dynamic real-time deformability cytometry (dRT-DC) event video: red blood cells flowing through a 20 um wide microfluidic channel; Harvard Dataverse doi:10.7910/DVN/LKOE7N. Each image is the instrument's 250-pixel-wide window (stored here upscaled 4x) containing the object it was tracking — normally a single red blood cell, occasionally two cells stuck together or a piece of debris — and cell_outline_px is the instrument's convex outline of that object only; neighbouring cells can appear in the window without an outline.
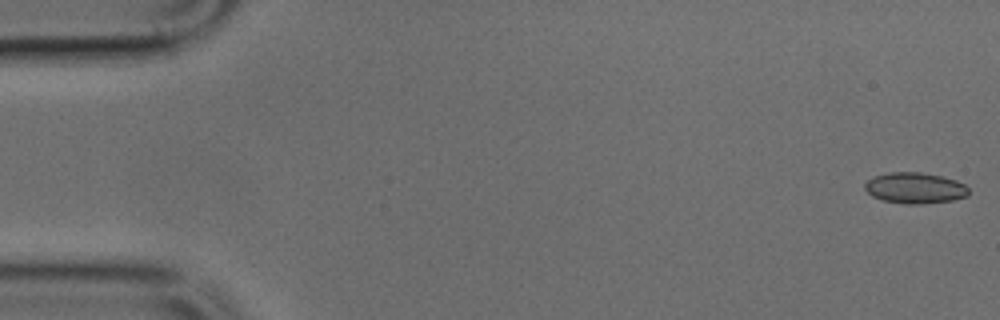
{"species": "common noctule bat (a hibernating species)", "species_latin": "Nyctalus noctula", "temperature_condition": "cold", "stored_images_in_passage": 29, "camera_frame_rate_fps": 3000, "um_per_image_px": 0.085, "animal": {"sex": "male", "body_mass_g": 17.9, "forearm_length_mm": 54.2}, "frame": {"image": 1, "passage_image": 1, "time_ms": 0.0, "image_size_px": [1000, 320], "cell_outline_px": [[968, 196], [952, 200], [920, 204], [908, 204], [884, 200], [872, 196], [864, 188], [864, 184], [872, 176], [888, 172], [920, 172], [940, 176], [956, 180], [964, 184], [968, 188]], "centroid_in_image_um": [77.76, 15.97], "position_along_channel_um": 7.2, "area_um2": 18.67}}
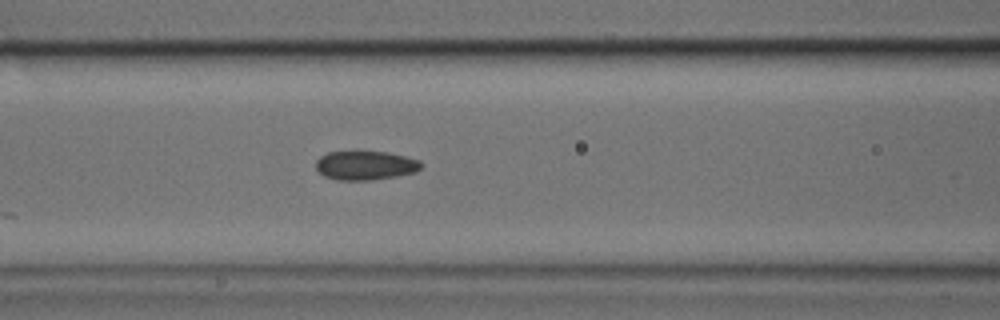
{"frame": {"image": 2, "passage_image": 20, "time_ms": 6.333, "image_size_px": [1000, 320], "cell_outline_px": [[424, 164], [416, 172], [396, 176], [368, 180], [336, 180], [324, 176], [316, 168], [316, 160], [320, 156], [328, 152], [388, 152], [420, 160]], "centroid_in_image_um": [31.07, 14.06], "position_along_channel_um": 135.5, "area_um2": 17.74}}
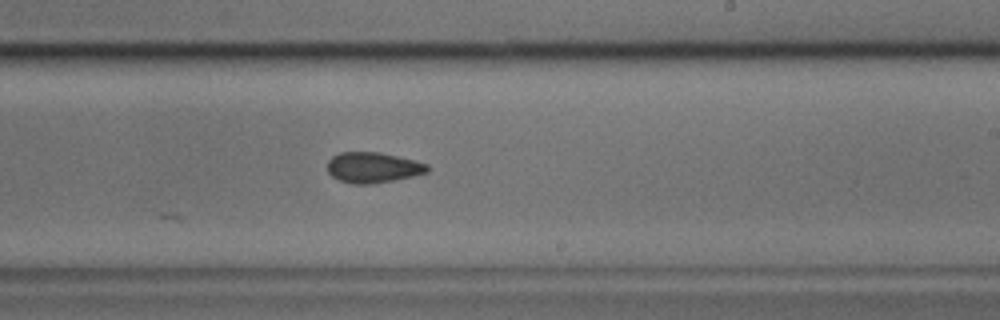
{"frame": {"image": 3, "passage_image": 29, "time_ms": 9.333, "image_size_px": [1000, 320], "cell_outline_px": [[428, 172], [412, 176], [392, 180], [368, 184], [352, 184], [340, 180], [332, 176], [328, 172], [328, 160], [332, 156], [340, 152], [380, 152], [428, 164]], "centroid_in_image_um": [31.67, 14.23], "position_along_channel_um": 257.3, "area_um2": 17.57}}